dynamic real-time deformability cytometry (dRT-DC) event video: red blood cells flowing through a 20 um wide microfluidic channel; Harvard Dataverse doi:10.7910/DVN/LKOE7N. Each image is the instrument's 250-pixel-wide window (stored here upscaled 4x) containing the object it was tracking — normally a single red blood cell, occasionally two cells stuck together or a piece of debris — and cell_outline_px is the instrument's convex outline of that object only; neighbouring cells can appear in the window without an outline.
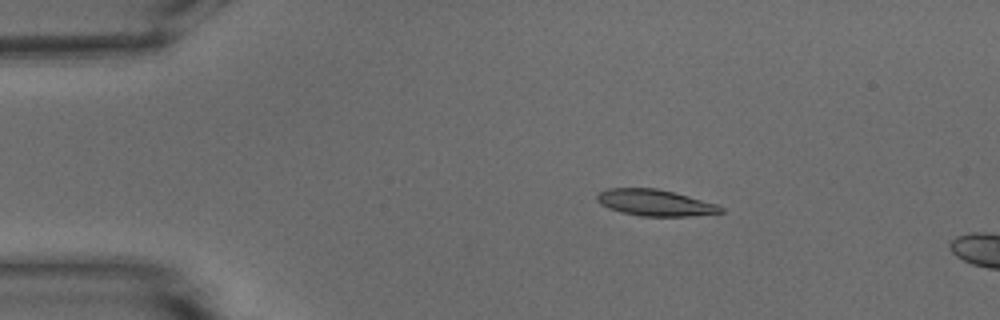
{"species": "common noctule bat (a hibernating species)", "species_latin": "Nyctalus noctula", "temperature_condition": "warm", "stored_images_in_passage": 14, "camera_frame_rate_fps": 3000, "um_per_image_px": 0.085, "animal": {"sex": "male", "body_mass_g": 15.6}, "frame": {"image": 1, "passage_image": 10, "time_ms": 3.0, "image_size_px": [1000, 320], "cell_outline_px": [[724, 212], [688, 216], [640, 216], [620, 212], [608, 208], [600, 204], [596, 200], [596, 196], [600, 192], [608, 188], [656, 188], [720, 204], [724, 208]], "centroid_in_image_um": [55.68, 17.23], "position_along_channel_um": 29.3, "area_um2": 19.07}}